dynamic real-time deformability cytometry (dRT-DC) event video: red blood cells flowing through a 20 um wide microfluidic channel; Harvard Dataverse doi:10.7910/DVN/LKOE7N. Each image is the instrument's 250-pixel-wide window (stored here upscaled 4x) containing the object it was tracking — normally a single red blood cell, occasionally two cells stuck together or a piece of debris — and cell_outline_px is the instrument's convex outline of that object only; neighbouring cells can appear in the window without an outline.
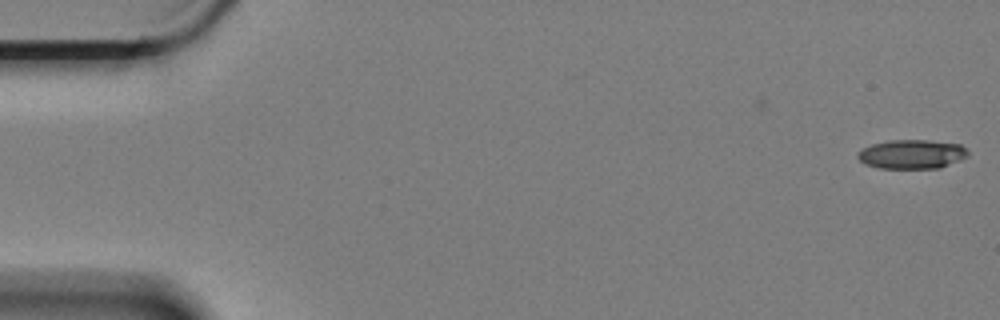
{"species": "Egyptian fruit bat (a non-hibernating species)", "species_latin": "Rousettus aegyptiacus", "temperature_condition": "cold", "stored_images_in_passage": 4, "camera_frame_rate_fps": 3000, "um_per_image_px": 0.085, "animal": {"sex": "female"}, "frame": {"image": 1, "passage_image": 1, "time_ms": 0.0, "image_size_px": [1000, 320], "cell_outline_px": [[968, 156], [940, 168], [880, 168], [864, 164], [856, 156], [864, 148], [872, 144], [888, 140], [928, 140], [960, 144], [968, 148]], "centroid_in_image_um": [77.53, 13.1], "position_along_channel_um": 7.5, "area_um2": 18.67}}